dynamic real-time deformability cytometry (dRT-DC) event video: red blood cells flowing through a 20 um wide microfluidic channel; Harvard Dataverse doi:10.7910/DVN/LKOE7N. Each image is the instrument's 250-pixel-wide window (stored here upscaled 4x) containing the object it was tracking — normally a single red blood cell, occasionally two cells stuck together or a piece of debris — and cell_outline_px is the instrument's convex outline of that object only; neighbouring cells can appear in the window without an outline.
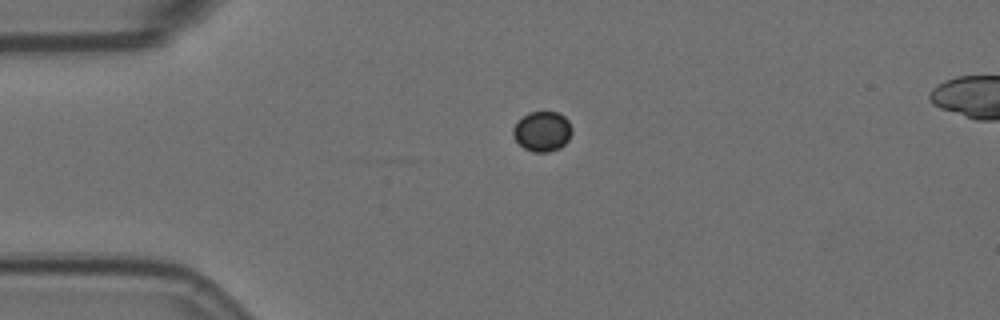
{"species": "Egyptian fruit bat (a non-hibernating species)", "species_latin": "Rousettus aegyptiacus", "temperature_condition": "room temperature", "stored_images_in_passage": 3, "camera_frame_rate_fps": 3000, "um_per_image_px": 0.085, "animal": {"sex": "female"}, "frame": {"image": 1, "passage_image": 1, "time_ms": 0.0, "image_size_px": [1000, 320], "cell_outline_px": [[572, 132], [568, 140], [560, 148], [548, 152], [532, 152], [524, 148], [512, 136], [512, 128], [528, 112], [556, 112], [564, 116], [568, 120], [572, 128]], "centroid_in_image_um": [46.1, 11.18], "position_along_channel_um": 38.9, "area_um2": 13.7}}
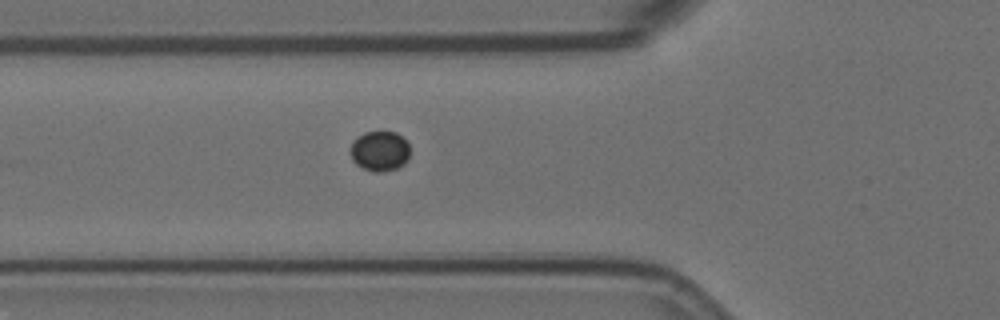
{"frame": {"image": 2, "passage_image": 3, "time_ms": 0.667, "image_size_px": [1000, 320], "cell_outline_px": [[408, 160], [404, 164], [396, 168], [384, 172], [372, 172], [356, 164], [352, 160], [348, 152], [352, 140], [356, 136], [364, 132], [396, 132], [408, 144]], "centroid_in_image_um": [32.21, 12.84], "position_along_channel_um": 93.6, "area_um2": 14.1}}